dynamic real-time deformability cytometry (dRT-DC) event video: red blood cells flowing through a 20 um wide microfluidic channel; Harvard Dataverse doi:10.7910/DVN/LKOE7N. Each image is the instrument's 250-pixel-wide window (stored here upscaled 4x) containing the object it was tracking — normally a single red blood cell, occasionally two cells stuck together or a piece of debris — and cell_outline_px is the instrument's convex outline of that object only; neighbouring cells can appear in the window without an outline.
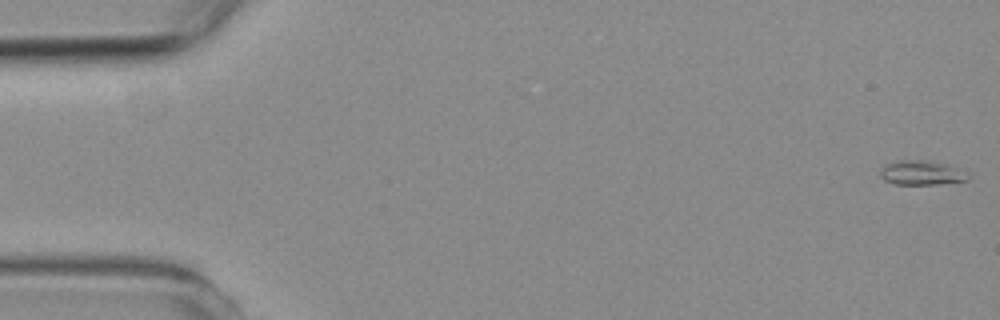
{"species": "common noctule bat (a hibernating species)", "species_latin": "Nyctalus noctula", "temperature_condition": "room temperature", "stored_images_in_passage": 58, "camera_frame_rate_fps": 3000, "um_per_image_px": 0.085, "animal": {"sex": "female", "body_mass_g": 19.3, "forearm_length_mm": 54.1}, "frame": {"image": 1, "passage_image": 1, "time_ms": 0.0, "image_size_px": [1000, 320], "cell_outline_px": [[968, 180], [936, 184], [896, 184], [884, 180], [880, 176], [880, 172], [888, 164], [900, 160], [924, 160], [948, 164], [968, 172]], "centroid_in_image_um": [78.37, 14.69], "position_along_channel_um": 6.6, "area_um2": 12.31}}
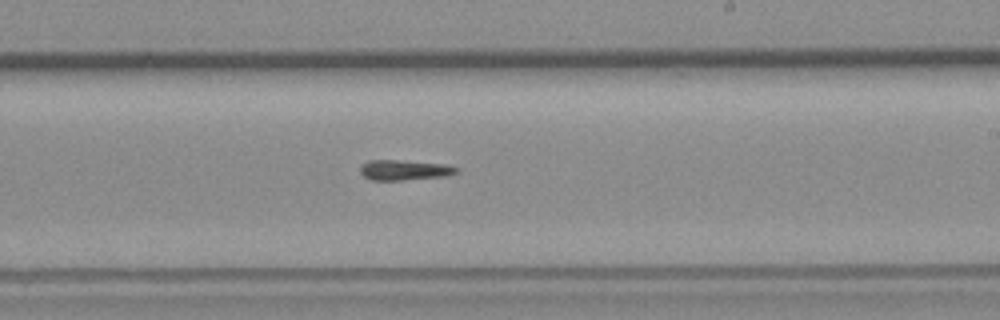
{"frame": {"image": 2, "passage_image": 34, "time_ms": 11.0, "image_size_px": [1000, 320], "cell_outline_px": [[460, 172], [448, 176], [404, 180], [372, 180], [364, 176], [360, 172], [360, 168], [368, 160], [400, 160], [448, 164], [460, 168]], "centroid_in_image_um": [34.47, 14.45], "position_along_channel_um": 254.5, "area_um2": 11.56}}
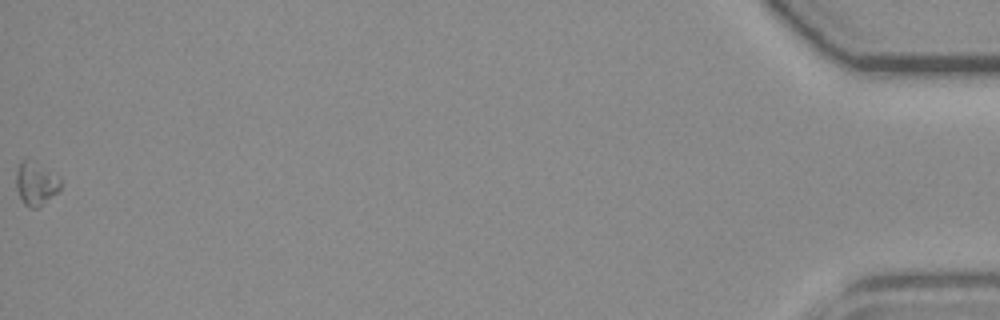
{"frame": {"image": 3, "passage_image": 58, "time_ms": 19.0, "image_size_px": [1000, 320], "cell_outline_px": [[60, 192], [36, 208], [28, 208], [24, 204], [16, 188], [16, 172], [20, 164], [24, 160], [36, 160], [60, 176]], "centroid_in_image_um": [3.09, 15.59], "position_along_channel_um": 432.1, "area_um2": 11.44}, "authors_computed_cell_mechanics": {"area_um2": 11.1265, "velocity_mm_per_s": 3.5725, "shape_relaxation_time_tau1_ms": 9.8902, "shape_relaxation_time_tau2_ms": null, "deformation_change_tau1": 0.2002, "deformation_change_tau2": null}}